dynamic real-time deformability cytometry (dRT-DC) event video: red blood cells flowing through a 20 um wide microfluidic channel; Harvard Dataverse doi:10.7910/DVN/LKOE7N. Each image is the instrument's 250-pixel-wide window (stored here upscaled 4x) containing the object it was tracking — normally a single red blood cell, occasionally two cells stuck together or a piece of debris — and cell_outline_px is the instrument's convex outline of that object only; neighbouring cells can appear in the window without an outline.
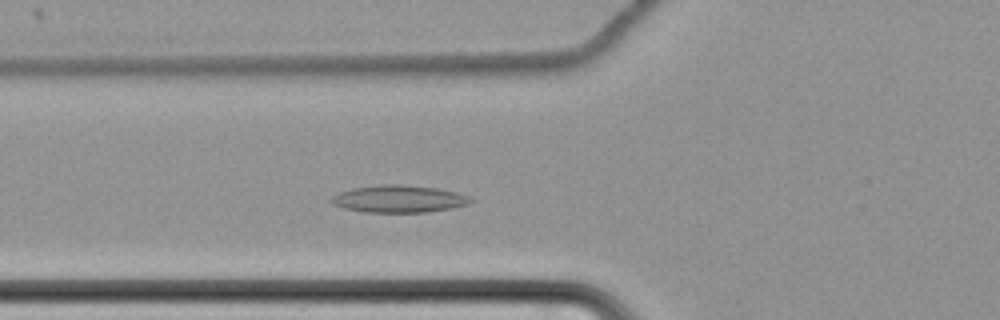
{"species": "common noctule bat (a hibernating species)", "species_latin": "Nyctalus noctula", "temperature_condition": "cold", "stored_images_in_passage": 58, "camera_frame_rate_fps": 3000, "um_per_image_px": 0.085, "animal": {"sex": "female", "body_mass_g": 22.7, "forearm_length_mm": 54.2}, "frame": {"image": 1, "passage_image": 20, "time_ms": 6.333, "image_size_px": [1000, 320], "cell_outline_px": [[472, 200], [468, 204], [452, 208], [428, 212], [364, 212], [344, 208], [332, 204], [328, 200], [332, 196], [340, 192], [352, 188], [380, 184], [400, 184], [436, 188], [456, 192], [468, 196]], "centroid_in_image_um": [33.86, 16.9], "position_along_channel_um": 91.9, "area_um2": 22.14}}
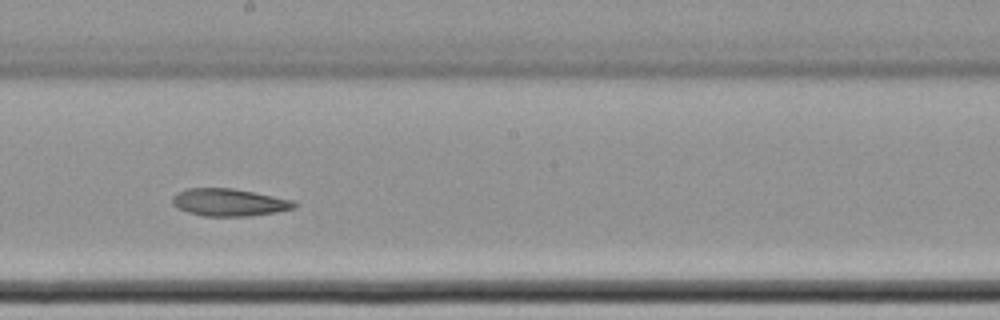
{"frame": {"image": 2, "passage_image": 32, "time_ms": 10.333, "image_size_px": [1000, 320], "cell_outline_px": [[296, 208], [276, 212], [248, 216], [204, 216], [188, 212], [172, 204], [172, 196], [188, 188], [232, 188], [292, 200], [296, 204]], "centroid_in_image_um": [19.47, 17.2], "position_along_channel_um": 228.7, "area_um2": 19.19}}
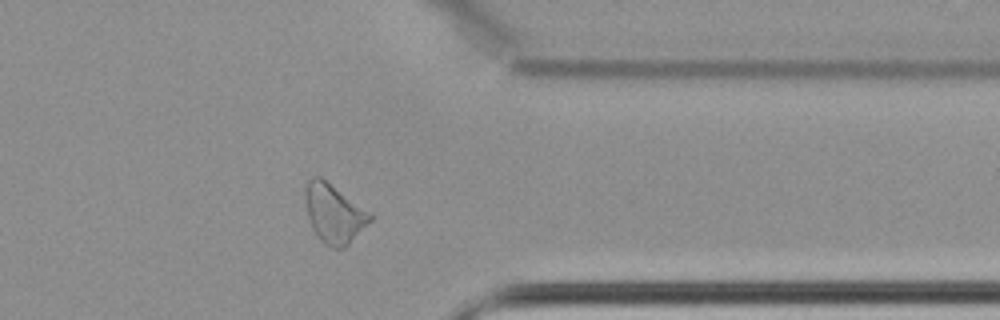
{"frame": {"image": 3, "passage_image": 46, "time_ms": 15.0, "image_size_px": [1000, 320], "cell_outline_px": [[376, 216], [344, 248], [332, 248], [324, 244], [316, 236], [312, 228], [308, 216], [304, 196], [304, 188], [308, 180], [312, 176], [320, 176], [372, 212]], "centroid_in_image_um": [28.4, 18.13], "position_along_channel_um": 383.0, "area_um2": 22.6}}